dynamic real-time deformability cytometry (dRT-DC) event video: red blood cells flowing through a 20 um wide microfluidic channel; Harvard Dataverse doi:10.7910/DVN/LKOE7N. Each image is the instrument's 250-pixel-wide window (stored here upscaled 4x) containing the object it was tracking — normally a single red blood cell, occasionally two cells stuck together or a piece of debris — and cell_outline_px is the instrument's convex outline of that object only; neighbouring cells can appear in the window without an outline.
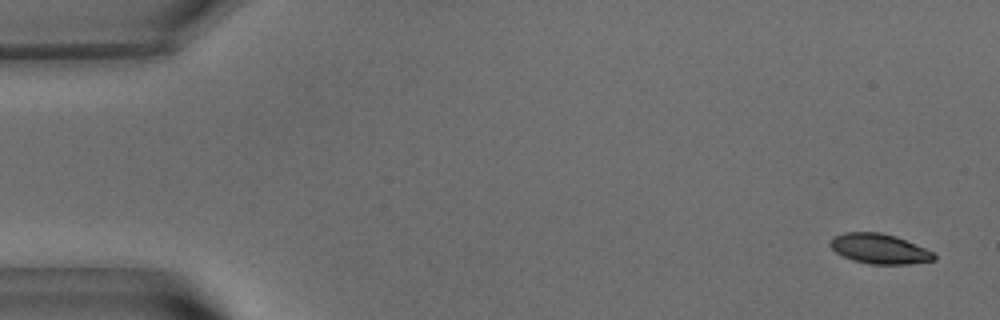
{"species": "common noctule bat (a hibernating species)", "species_latin": "Nyctalus noctula", "temperature_condition": "warm", "stored_images_in_passage": 53, "camera_frame_rate_fps": 3000, "um_per_image_px": 0.085, "animal": {"sex": "male", "body_mass_g": 15.6}, "frame": {"image": 1, "passage_image": 2, "time_ms": 0.333, "image_size_px": [1000, 320], "cell_outline_px": [[936, 260], [908, 264], [868, 264], [852, 260], [836, 252], [828, 244], [832, 236], [844, 232], [880, 232], [896, 236], [924, 248], [932, 252], [936, 256]], "centroid_in_image_um": [74.71, 21.14], "position_along_channel_um": 10.3, "area_um2": 18.15}}
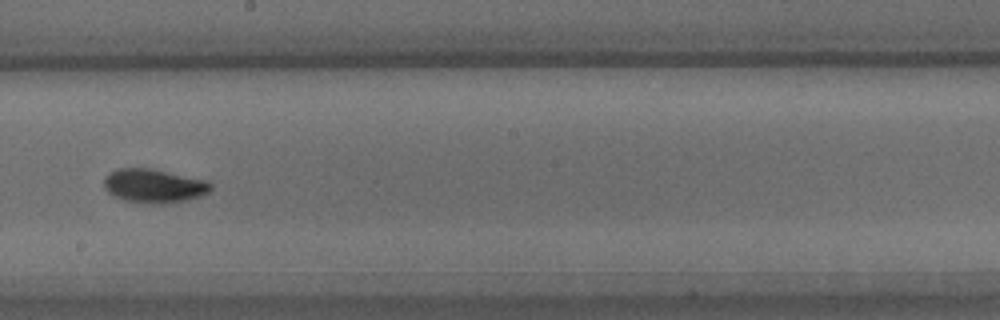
{"frame": {"image": 2, "passage_image": 30, "time_ms": 9.667, "image_size_px": [1000, 320], "cell_outline_px": [[212, 188], [208, 192], [200, 196], [184, 200], [160, 204], [152, 204], [124, 200], [108, 192], [104, 188], [104, 176], [116, 168], [152, 168], [208, 180], [212, 184]], "centroid_in_image_um": [13.08, 15.78], "position_along_channel_um": 235.1, "area_um2": 21.15}}
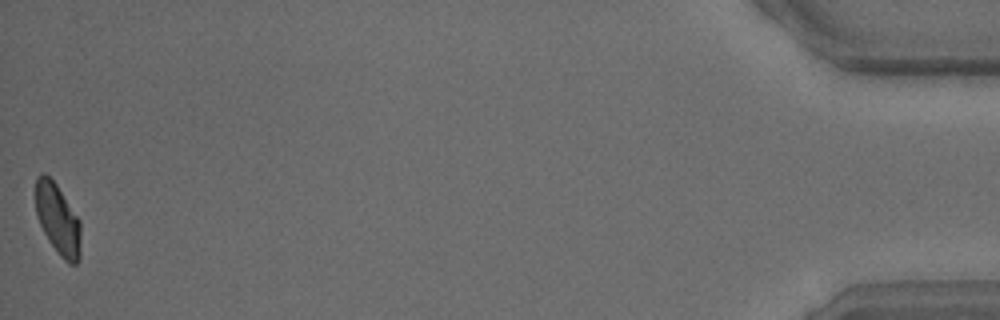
{"frame": {"image": 3, "passage_image": 53, "time_ms": 17.333, "image_size_px": [1000, 320], "cell_outline_px": [[80, 256], [76, 264], [68, 264], [60, 256], [48, 240], [36, 216], [36, 176], [40, 172], [44, 172], [56, 184], [80, 220]], "centroid_in_image_um": [4.91, 18.64], "position_along_channel_um": 430.3, "area_um2": 18.61}, "authors_computed_cell_mechanics": {"area_um2": 19.4786, "velocity_mm_per_s": 3.8004, "shape_relaxation_time_tau1_ms": 2.7221, "shape_relaxation_time_tau2_ms": 2.8874, "deformation_change_tau1": 0.1148, "deformation_change_tau2": 0.0688}}